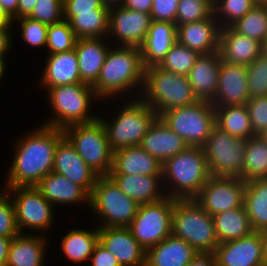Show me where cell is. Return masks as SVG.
I'll return each instance as SVG.
<instances>
[{"label": "cell", "mask_w": 267, "mask_h": 266, "mask_svg": "<svg viewBox=\"0 0 267 266\" xmlns=\"http://www.w3.org/2000/svg\"><path fill=\"white\" fill-rule=\"evenodd\" d=\"M40 128L25 135L17 143L6 188L36 186L44 176L52 172L54 152L58 142L64 137V131L46 125Z\"/></svg>", "instance_id": "cell-1"}, {"label": "cell", "mask_w": 267, "mask_h": 266, "mask_svg": "<svg viewBox=\"0 0 267 266\" xmlns=\"http://www.w3.org/2000/svg\"><path fill=\"white\" fill-rule=\"evenodd\" d=\"M145 67L140 48L122 46L109 49L97 82L92 86L101 99L144 85Z\"/></svg>", "instance_id": "cell-2"}, {"label": "cell", "mask_w": 267, "mask_h": 266, "mask_svg": "<svg viewBox=\"0 0 267 266\" xmlns=\"http://www.w3.org/2000/svg\"><path fill=\"white\" fill-rule=\"evenodd\" d=\"M210 176L204 150L199 146H188L162 166V178L174 185L167 196L174 199H194Z\"/></svg>", "instance_id": "cell-3"}, {"label": "cell", "mask_w": 267, "mask_h": 266, "mask_svg": "<svg viewBox=\"0 0 267 266\" xmlns=\"http://www.w3.org/2000/svg\"><path fill=\"white\" fill-rule=\"evenodd\" d=\"M142 91L146 102L159 116L162 112L193 104L195 95L187 76L165 71L157 65L145 68ZM144 98V99H143ZM147 98V99H146Z\"/></svg>", "instance_id": "cell-4"}, {"label": "cell", "mask_w": 267, "mask_h": 266, "mask_svg": "<svg viewBox=\"0 0 267 266\" xmlns=\"http://www.w3.org/2000/svg\"><path fill=\"white\" fill-rule=\"evenodd\" d=\"M171 234L186 241L198 253H214L219 245L212 216L195 199H176Z\"/></svg>", "instance_id": "cell-5"}, {"label": "cell", "mask_w": 267, "mask_h": 266, "mask_svg": "<svg viewBox=\"0 0 267 266\" xmlns=\"http://www.w3.org/2000/svg\"><path fill=\"white\" fill-rule=\"evenodd\" d=\"M64 136L76 152L99 177L108 176L112 170L113 150L106 129L98 118L90 123L73 124L63 129Z\"/></svg>", "instance_id": "cell-6"}, {"label": "cell", "mask_w": 267, "mask_h": 266, "mask_svg": "<svg viewBox=\"0 0 267 266\" xmlns=\"http://www.w3.org/2000/svg\"><path fill=\"white\" fill-rule=\"evenodd\" d=\"M158 117L189 146L202 147L216 126L215 107L207 100L164 111Z\"/></svg>", "instance_id": "cell-7"}, {"label": "cell", "mask_w": 267, "mask_h": 266, "mask_svg": "<svg viewBox=\"0 0 267 266\" xmlns=\"http://www.w3.org/2000/svg\"><path fill=\"white\" fill-rule=\"evenodd\" d=\"M49 100L55 118L47 121L46 126L64 129L73 124L90 123L99 118L89 114L91 98L98 96L92 86L84 83L61 85L48 89Z\"/></svg>", "instance_id": "cell-8"}, {"label": "cell", "mask_w": 267, "mask_h": 266, "mask_svg": "<svg viewBox=\"0 0 267 266\" xmlns=\"http://www.w3.org/2000/svg\"><path fill=\"white\" fill-rule=\"evenodd\" d=\"M130 101L117 114L113 123L102 121L111 149L117 151L130 146H139L148 128L158 117L157 113L142 99Z\"/></svg>", "instance_id": "cell-9"}, {"label": "cell", "mask_w": 267, "mask_h": 266, "mask_svg": "<svg viewBox=\"0 0 267 266\" xmlns=\"http://www.w3.org/2000/svg\"><path fill=\"white\" fill-rule=\"evenodd\" d=\"M89 207L98 213L103 227H127L137 214L139 204L125 195L108 177H98L89 196Z\"/></svg>", "instance_id": "cell-10"}, {"label": "cell", "mask_w": 267, "mask_h": 266, "mask_svg": "<svg viewBox=\"0 0 267 266\" xmlns=\"http://www.w3.org/2000/svg\"><path fill=\"white\" fill-rule=\"evenodd\" d=\"M246 141L215 126L202 146L210 175L241 178Z\"/></svg>", "instance_id": "cell-11"}, {"label": "cell", "mask_w": 267, "mask_h": 266, "mask_svg": "<svg viewBox=\"0 0 267 266\" xmlns=\"http://www.w3.org/2000/svg\"><path fill=\"white\" fill-rule=\"evenodd\" d=\"M175 201L167 196L157 202L139 205L136 216L127 227L145 250L171 235Z\"/></svg>", "instance_id": "cell-12"}, {"label": "cell", "mask_w": 267, "mask_h": 266, "mask_svg": "<svg viewBox=\"0 0 267 266\" xmlns=\"http://www.w3.org/2000/svg\"><path fill=\"white\" fill-rule=\"evenodd\" d=\"M246 182L240 177L210 176L195 201L214 216L244 206Z\"/></svg>", "instance_id": "cell-13"}, {"label": "cell", "mask_w": 267, "mask_h": 266, "mask_svg": "<svg viewBox=\"0 0 267 266\" xmlns=\"http://www.w3.org/2000/svg\"><path fill=\"white\" fill-rule=\"evenodd\" d=\"M7 194L14 193L13 204L17 227L43 230L53 223V205L49 203L35 187L6 188Z\"/></svg>", "instance_id": "cell-14"}, {"label": "cell", "mask_w": 267, "mask_h": 266, "mask_svg": "<svg viewBox=\"0 0 267 266\" xmlns=\"http://www.w3.org/2000/svg\"><path fill=\"white\" fill-rule=\"evenodd\" d=\"M214 255L216 266H267L264 239L257 231L220 243Z\"/></svg>", "instance_id": "cell-15"}, {"label": "cell", "mask_w": 267, "mask_h": 266, "mask_svg": "<svg viewBox=\"0 0 267 266\" xmlns=\"http://www.w3.org/2000/svg\"><path fill=\"white\" fill-rule=\"evenodd\" d=\"M151 22L150 14L117 6L109 9L108 35H113L122 46L140 47Z\"/></svg>", "instance_id": "cell-16"}, {"label": "cell", "mask_w": 267, "mask_h": 266, "mask_svg": "<svg viewBox=\"0 0 267 266\" xmlns=\"http://www.w3.org/2000/svg\"><path fill=\"white\" fill-rule=\"evenodd\" d=\"M250 99L247 65L230 64L221 60L213 106L244 105Z\"/></svg>", "instance_id": "cell-17"}, {"label": "cell", "mask_w": 267, "mask_h": 266, "mask_svg": "<svg viewBox=\"0 0 267 266\" xmlns=\"http://www.w3.org/2000/svg\"><path fill=\"white\" fill-rule=\"evenodd\" d=\"M53 172L65 176L81 186L89 195L99 177L76 152L74 146L64 136L54 152Z\"/></svg>", "instance_id": "cell-18"}, {"label": "cell", "mask_w": 267, "mask_h": 266, "mask_svg": "<svg viewBox=\"0 0 267 266\" xmlns=\"http://www.w3.org/2000/svg\"><path fill=\"white\" fill-rule=\"evenodd\" d=\"M98 242L115 256L120 266H145L146 250L128 227L98 228Z\"/></svg>", "instance_id": "cell-19"}, {"label": "cell", "mask_w": 267, "mask_h": 266, "mask_svg": "<svg viewBox=\"0 0 267 266\" xmlns=\"http://www.w3.org/2000/svg\"><path fill=\"white\" fill-rule=\"evenodd\" d=\"M214 13L204 20L177 26V41L201 55L219 51L221 26Z\"/></svg>", "instance_id": "cell-20"}, {"label": "cell", "mask_w": 267, "mask_h": 266, "mask_svg": "<svg viewBox=\"0 0 267 266\" xmlns=\"http://www.w3.org/2000/svg\"><path fill=\"white\" fill-rule=\"evenodd\" d=\"M139 146L163 164L189 145L157 117Z\"/></svg>", "instance_id": "cell-21"}, {"label": "cell", "mask_w": 267, "mask_h": 266, "mask_svg": "<svg viewBox=\"0 0 267 266\" xmlns=\"http://www.w3.org/2000/svg\"><path fill=\"white\" fill-rule=\"evenodd\" d=\"M264 51L263 43L238 34L231 27L220 31L219 52L221 60L230 64H251Z\"/></svg>", "instance_id": "cell-22"}, {"label": "cell", "mask_w": 267, "mask_h": 266, "mask_svg": "<svg viewBox=\"0 0 267 266\" xmlns=\"http://www.w3.org/2000/svg\"><path fill=\"white\" fill-rule=\"evenodd\" d=\"M163 164L141 146H130L113 152L109 174L162 175Z\"/></svg>", "instance_id": "cell-23"}, {"label": "cell", "mask_w": 267, "mask_h": 266, "mask_svg": "<svg viewBox=\"0 0 267 266\" xmlns=\"http://www.w3.org/2000/svg\"><path fill=\"white\" fill-rule=\"evenodd\" d=\"M177 41L175 23L152 20L140 51L144 67L158 65Z\"/></svg>", "instance_id": "cell-24"}, {"label": "cell", "mask_w": 267, "mask_h": 266, "mask_svg": "<svg viewBox=\"0 0 267 266\" xmlns=\"http://www.w3.org/2000/svg\"><path fill=\"white\" fill-rule=\"evenodd\" d=\"M108 51L109 48L102 38L76 40L75 52L82 83L93 86L97 82Z\"/></svg>", "instance_id": "cell-25"}, {"label": "cell", "mask_w": 267, "mask_h": 266, "mask_svg": "<svg viewBox=\"0 0 267 266\" xmlns=\"http://www.w3.org/2000/svg\"><path fill=\"white\" fill-rule=\"evenodd\" d=\"M221 64L220 52L200 55L187 78L199 100L211 101L216 94Z\"/></svg>", "instance_id": "cell-26"}, {"label": "cell", "mask_w": 267, "mask_h": 266, "mask_svg": "<svg viewBox=\"0 0 267 266\" xmlns=\"http://www.w3.org/2000/svg\"><path fill=\"white\" fill-rule=\"evenodd\" d=\"M197 253L186 241L171 234L146 250L145 266H187Z\"/></svg>", "instance_id": "cell-27"}, {"label": "cell", "mask_w": 267, "mask_h": 266, "mask_svg": "<svg viewBox=\"0 0 267 266\" xmlns=\"http://www.w3.org/2000/svg\"><path fill=\"white\" fill-rule=\"evenodd\" d=\"M108 177L125 195L139 205L157 202L167 197L166 193L164 195L163 192L159 193L160 184L158 183L163 179L162 175L108 174Z\"/></svg>", "instance_id": "cell-28"}, {"label": "cell", "mask_w": 267, "mask_h": 266, "mask_svg": "<svg viewBox=\"0 0 267 266\" xmlns=\"http://www.w3.org/2000/svg\"><path fill=\"white\" fill-rule=\"evenodd\" d=\"M41 83L47 90L61 85L82 83L75 49L49 54Z\"/></svg>", "instance_id": "cell-29"}, {"label": "cell", "mask_w": 267, "mask_h": 266, "mask_svg": "<svg viewBox=\"0 0 267 266\" xmlns=\"http://www.w3.org/2000/svg\"><path fill=\"white\" fill-rule=\"evenodd\" d=\"M35 187L52 205L54 203L66 205L83 201L89 203L90 195L81 186L53 171L44 176Z\"/></svg>", "instance_id": "cell-30"}, {"label": "cell", "mask_w": 267, "mask_h": 266, "mask_svg": "<svg viewBox=\"0 0 267 266\" xmlns=\"http://www.w3.org/2000/svg\"><path fill=\"white\" fill-rule=\"evenodd\" d=\"M44 237L19 234L9 246L6 266H43L45 255Z\"/></svg>", "instance_id": "cell-31"}, {"label": "cell", "mask_w": 267, "mask_h": 266, "mask_svg": "<svg viewBox=\"0 0 267 266\" xmlns=\"http://www.w3.org/2000/svg\"><path fill=\"white\" fill-rule=\"evenodd\" d=\"M244 206L254 231L267 229V177L246 182Z\"/></svg>", "instance_id": "cell-32"}, {"label": "cell", "mask_w": 267, "mask_h": 266, "mask_svg": "<svg viewBox=\"0 0 267 266\" xmlns=\"http://www.w3.org/2000/svg\"><path fill=\"white\" fill-rule=\"evenodd\" d=\"M217 239L220 243L250 235L251 227L245 206L212 216Z\"/></svg>", "instance_id": "cell-33"}, {"label": "cell", "mask_w": 267, "mask_h": 266, "mask_svg": "<svg viewBox=\"0 0 267 266\" xmlns=\"http://www.w3.org/2000/svg\"><path fill=\"white\" fill-rule=\"evenodd\" d=\"M216 126L228 134L245 140L254 137L246 104L214 106Z\"/></svg>", "instance_id": "cell-34"}, {"label": "cell", "mask_w": 267, "mask_h": 266, "mask_svg": "<svg viewBox=\"0 0 267 266\" xmlns=\"http://www.w3.org/2000/svg\"><path fill=\"white\" fill-rule=\"evenodd\" d=\"M109 9H94V12H76L69 25L77 39L103 38L108 35Z\"/></svg>", "instance_id": "cell-35"}, {"label": "cell", "mask_w": 267, "mask_h": 266, "mask_svg": "<svg viewBox=\"0 0 267 266\" xmlns=\"http://www.w3.org/2000/svg\"><path fill=\"white\" fill-rule=\"evenodd\" d=\"M267 177V144L260 135L247 139L241 178L247 182Z\"/></svg>", "instance_id": "cell-36"}, {"label": "cell", "mask_w": 267, "mask_h": 266, "mask_svg": "<svg viewBox=\"0 0 267 266\" xmlns=\"http://www.w3.org/2000/svg\"><path fill=\"white\" fill-rule=\"evenodd\" d=\"M98 243V228L93 231L71 230L62 239V249L65 255L73 262H82L90 259Z\"/></svg>", "instance_id": "cell-37"}, {"label": "cell", "mask_w": 267, "mask_h": 266, "mask_svg": "<svg viewBox=\"0 0 267 266\" xmlns=\"http://www.w3.org/2000/svg\"><path fill=\"white\" fill-rule=\"evenodd\" d=\"M238 34L265 43L267 39V2H260L230 26Z\"/></svg>", "instance_id": "cell-38"}, {"label": "cell", "mask_w": 267, "mask_h": 266, "mask_svg": "<svg viewBox=\"0 0 267 266\" xmlns=\"http://www.w3.org/2000/svg\"><path fill=\"white\" fill-rule=\"evenodd\" d=\"M200 55L176 41L157 66L165 71L187 76Z\"/></svg>", "instance_id": "cell-39"}, {"label": "cell", "mask_w": 267, "mask_h": 266, "mask_svg": "<svg viewBox=\"0 0 267 266\" xmlns=\"http://www.w3.org/2000/svg\"><path fill=\"white\" fill-rule=\"evenodd\" d=\"M260 2V0H213L214 16L221 28L230 27Z\"/></svg>", "instance_id": "cell-40"}, {"label": "cell", "mask_w": 267, "mask_h": 266, "mask_svg": "<svg viewBox=\"0 0 267 266\" xmlns=\"http://www.w3.org/2000/svg\"><path fill=\"white\" fill-rule=\"evenodd\" d=\"M214 13L213 0H179L176 27L186 23L198 22Z\"/></svg>", "instance_id": "cell-41"}, {"label": "cell", "mask_w": 267, "mask_h": 266, "mask_svg": "<svg viewBox=\"0 0 267 266\" xmlns=\"http://www.w3.org/2000/svg\"><path fill=\"white\" fill-rule=\"evenodd\" d=\"M76 36L68 21H61L49 25L46 46L50 49L49 54L68 52L75 49Z\"/></svg>", "instance_id": "cell-42"}, {"label": "cell", "mask_w": 267, "mask_h": 266, "mask_svg": "<svg viewBox=\"0 0 267 266\" xmlns=\"http://www.w3.org/2000/svg\"><path fill=\"white\" fill-rule=\"evenodd\" d=\"M247 79L250 98L267 96V52L263 51L247 65Z\"/></svg>", "instance_id": "cell-43"}, {"label": "cell", "mask_w": 267, "mask_h": 266, "mask_svg": "<svg viewBox=\"0 0 267 266\" xmlns=\"http://www.w3.org/2000/svg\"><path fill=\"white\" fill-rule=\"evenodd\" d=\"M46 25L64 20L63 0H37L31 13L27 16Z\"/></svg>", "instance_id": "cell-44"}, {"label": "cell", "mask_w": 267, "mask_h": 266, "mask_svg": "<svg viewBox=\"0 0 267 266\" xmlns=\"http://www.w3.org/2000/svg\"><path fill=\"white\" fill-rule=\"evenodd\" d=\"M0 193V236L14 238L20 234L17 227L15 208L12 199Z\"/></svg>", "instance_id": "cell-45"}, {"label": "cell", "mask_w": 267, "mask_h": 266, "mask_svg": "<svg viewBox=\"0 0 267 266\" xmlns=\"http://www.w3.org/2000/svg\"><path fill=\"white\" fill-rule=\"evenodd\" d=\"M17 20L21 22L22 37L24 41L35 47L46 45L49 25L27 16L18 18Z\"/></svg>", "instance_id": "cell-46"}, {"label": "cell", "mask_w": 267, "mask_h": 266, "mask_svg": "<svg viewBox=\"0 0 267 266\" xmlns=\"http://www.w3.org/2000/svg\"><path fill=\"white\" fill-rule=\"evenodd\" d=\"M254 135L267 130V96L250 98L246 103Z\"/></svg>", "instance_id": "cell-47"}, {"label": "cell", "mask_w": 267, "mask_h": 266, "mask_svg": "<svg viewBox=\"0 0 267 266\" xmlns=\"http://www.w3.org/2000/svg\"><path fill=\"white\" fill-rule=\"evenodd\" d=\"M178 3L179 0H153L150 13L152 20L176 24Z\"/></svg>", "instance_id": "cell-48"}, {"label": "cell", "mask_w": 267, "mask_h": 266, "mask_svg": "<svg viewBox=\"0 0 267 266\" xmlns=\"http://www.w3.org/2000/svg\"><path fill=\"white\" fill-rule=\"evenodd\" d=\"M94 9H108L101 0H63V18L70 21L76 12H94Z\"/></svg>", "instance_id": "cell-49"}, {"label": "cell", "mask_w": 267, "mask_h": 266, "mask_svg": "<svg viewBox=\"0 0 267 266\" xmlns=\"http://www.w3.org/2000/svg\"><path fill=\"white\" fill-rule=\"evenodd\" d=\"M92 266H120L115 256L99 242L91 255Z\"/></svg>", "instance_id": "cell-50"}, {"label": "cell", "mask_w": 267, "mask_h": 266, "mask_svg": "<svg viewBox=\"0 0 267 266\" xmlns=\"http://www.w3.org/2000/svg\"><path fill=\"white\" fill-rule=\"evenodd\" d=\"M152 4L153 0H124L122 6L130 10L150 14Z\"/></svg>", "instance_id": "cell-51"}, {"label": "cell", "mask_w": 267, "mask_h": 266, "mask_svg": "<svg viewBox=\"0 0 267 266\" xmlns=\"http://www.w3.org/2000/svg\"><path fill=\"white\" fill-rule=\"evenodd\" d=\"M12 25H0V57H4L11 45L10 27Z\"/></svg>", "instance_id": "cell-52"}, {"label": "cell", "mask_w": 267, "mask_h": 266, "mask_svg": "<svg viewBox=\"0 0 267 266\" xmlns=\"http://www.w3.org/2000/svg\"><path fill=\"white\" fill-rule=\"evenodd\" d=\"M187 266H216L214 253H197Z\"/></svg>", "instance_id": "cell-53"}, {"label": "cell", "mask_w": 267, "mask_h": 266, "mask_svg": "<svg viewBox=\"0 0 267 266\" xmlns=\"http://www.w3.org/2000/svg\"><path fill=\"white\" fill-rule=\"evenodd\" d=\"M36 3L37 0H18L17 19L28 16Z\"/></svg>", "instance_id": "cell-54"}, {"label": "cell", "mask_w": 267, "mask_h": 266, "mask_svg": "<svg viewBox=\"0 0 267 266\" xmlns=\"http://www.w3.org/2000/svg\"><path fill=\"white\" fill-rule=\"evenodd\" d=\"M13 238L0 236V266H6L8 261L9 246Z\"/></svg>", "instance_id": "cell-55"}, {"label": "cell", "mask_w": 267, "mask_h": 266, "mask_svg": "<svg viewBox=\"0 0 267 266\" xmlns=\"http://www.w3.org/2000/svg\"><path fill=\"white\" fill-rule=\"evenodd\" d=\"M0 4L13 20L17 19L18 0H0Z\"/></svg>", "instance_id": "cell-56"}, {"label": "cell", "mask_w": 267, "mask_h": 266, "mask_svg": "<svg viewBox=\"0 0 267 266\" xmlns=\"http://www.w3.org/2000/svg\"><path fill=\"white\" fill-rule=\"evenodd\" d=\"M13 19L5 12L0 4V25H12Z\"/></svg>", "instance_id": "cell-57"}, {"label": "cell", "mask_w": 267, "mask_h": 266, "mask_svg": "<svg viewBox=\"0 0 267 266\" xmlns=\"http://www.w3.org/2000/svg\"><path fill=\"white\" fill-rule=\"evenodd\" d=\"M101 1L103 5L108 9L118 6V5H114L115 3L116 4L119 3L120 4L119 6H122L124 2V0H101Z\"/></svg>", "instance_id": "cell-58"}, {"label": "cell", "mask_w": 267, "mask_h": 266, "mask_svg": "<svg viewBox=\"0 0 267 266\" xmlns=\"http://www.w3.org/2000/svg\"><path fill=\"white\" fill-rule=\"evenodd\" d=\"M261 233L264 239L265 255L267 259V229L263 230Z\"/></svg>", "instance_id": "cell-59"}, {"label": "cell", "mask_w": 267, "mask_h": 266, "mask_svg": "<svg viewBox=\"0 0 267 266\" xmlns=\"http://www.w3.org/2000/svg\"><path fill=\"white\" fill-rule=\"evenodd\" d=\"M5 57H0V79L3 76V72L5 69V61H4Z\"/></svg>", "instance_id": "cell-60"}, {"label": "cell", "mask_w": 267, "mask_h": 266, "mask_svg": "<svg viewBox=\"0 0 267 266\" xmlns=\"http://www.w3.org/2000/svg\"><path fill=\"white\" fill-rule=\"evenodd\" d=\"M267 144V130L260 135Z\"/></svg>", "instance_id": "cell-61"}, {"label": "cell", "mask_w": 267, "mask_h": 266, "mask_svg": "<svg viewBox=\"0 0 267 266\" xmlns=\"http://www.w3.org/2000/svg\"><path fill=\"white\" fill-rule=\"evenodd\" d=\"M263 45H264V51L267 52V39H266V41H265V43Z\"/></svg>", "instance_id": "cell-62"}]
</instances>
